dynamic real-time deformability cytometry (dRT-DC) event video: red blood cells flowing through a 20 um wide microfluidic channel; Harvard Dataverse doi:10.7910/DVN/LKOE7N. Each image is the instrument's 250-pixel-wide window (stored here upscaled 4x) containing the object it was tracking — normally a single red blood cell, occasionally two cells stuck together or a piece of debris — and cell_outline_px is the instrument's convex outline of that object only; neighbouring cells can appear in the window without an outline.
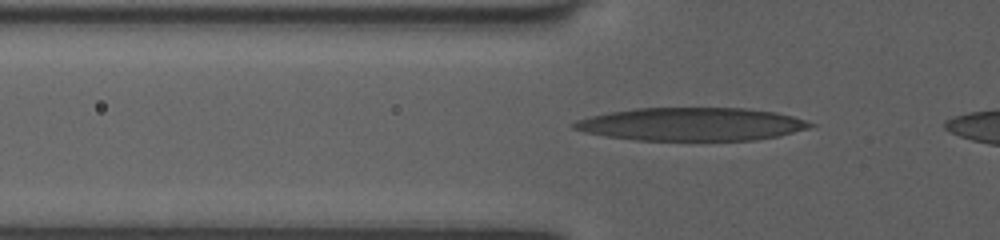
{"species": "human", "species_latin": "Homo sapiens", "temperature_condition": "room temperature", "stored_images_in_passage": 30, "camera_frame_rate_fps": 3000, "um_per_image_px": 0.085, "donor": {"sex": "female"}, "frame": {"image": 1, "passage_image": 2, "time_ms": 0.333, "image_size_px": [1000, 240], "cell_outline_px": [[816, 124], [808, 128], [780, 136], [756, 140], [636, 140], [608, 136], [584, 132], [572, 128], [568, 124], [576, 120], [608, 112], [636, 108], [744, 108], [776, 112], [792, 116]], "centroid_in_image_um": [58.76, 10.55], "position_along_channel_um": 67.0, "area_um2": 45.55}}
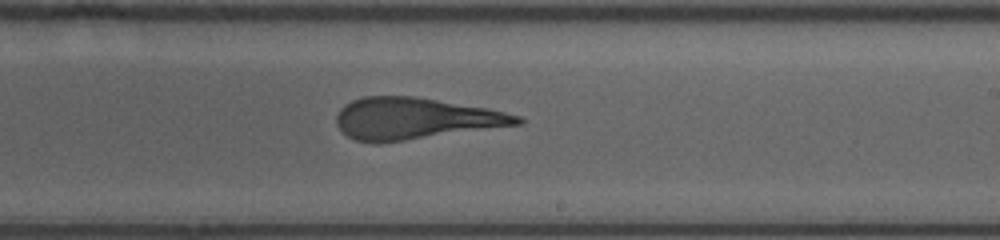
{"frame": {"image": 2, "passage_image": 16, "time_ms": 5.0, "image_size_px": [1000, 240], "cell_outline_px": [[524, 120], [520, 124], [376, 144], [372, 144], [356, 140], [348, 136], [336, 124], [336, 116], [340, 108], [344, 104], [352, 100], [364, 96], [416, 96], [488, 108], [520, 116]], "centroid_in_image_um": [35.23, 10.07], "position_along_channel_um": 253.8, "area_um2": 43.64}}
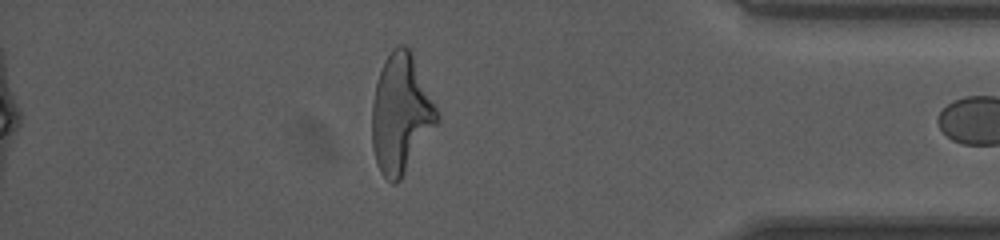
{"frame": {"image": 3, "passage_image": 29, "time_ms": 9.333, "image_size_px": [1000, 240], "cell_outline_px": [[440, 120], [400, 180], [396, 184], [392, 184], [380, 172], [372, 148], [372, 104], [376, 84], [384, 60], [392, 48], [396, 44], [404, 44], [412, 52], [440, 116]], "centroid_in_image_um": [34.07, 9.66], "position_along_channel_um": 401.1, "area_um2": 44.97}}